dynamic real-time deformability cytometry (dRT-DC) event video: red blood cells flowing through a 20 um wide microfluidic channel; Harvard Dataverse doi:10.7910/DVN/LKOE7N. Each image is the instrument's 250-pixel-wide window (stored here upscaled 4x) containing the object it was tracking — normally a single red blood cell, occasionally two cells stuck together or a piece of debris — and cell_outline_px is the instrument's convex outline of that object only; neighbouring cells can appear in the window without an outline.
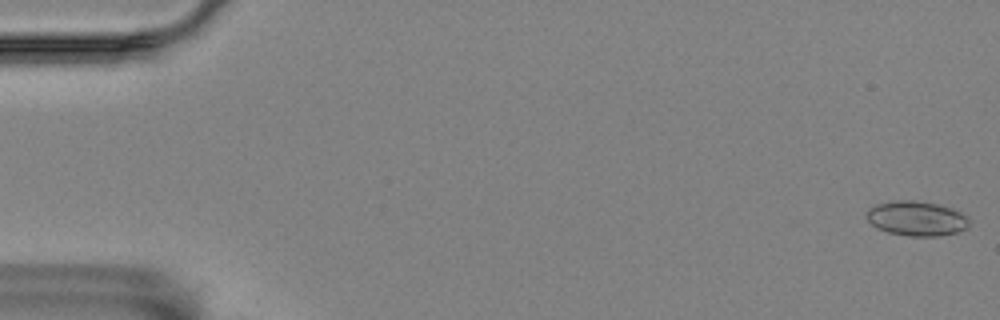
{"species": "Egyptian fruit bat (a non-hibernating species)", "species_latin": "Rousettus aegyptiacus", "temperature_condition": "room temperature", "stored_images_in_passage": 50, "camera_frame_rate_fps": 3000, "um_per_image_px": 0.085, "animal": {"sex": "female"}, "frame": {"image": 1, "passage_image": 1, "time_ms": 0.0, "image_size_px": [1000, 320], "cell_outline_px": [[968, 228], [956, 232], [940, 236], [908, 236], [888, 232], [876, 228], [864, 216], [868, 208], [876, 204], [896, 200], [912, 200], [936, 204], [960, 212], [968, 216]], "centroid_in_image_um": [77.86, 18.57], "position_along_channel_um": 7.1, "area_um2": 20.75}}
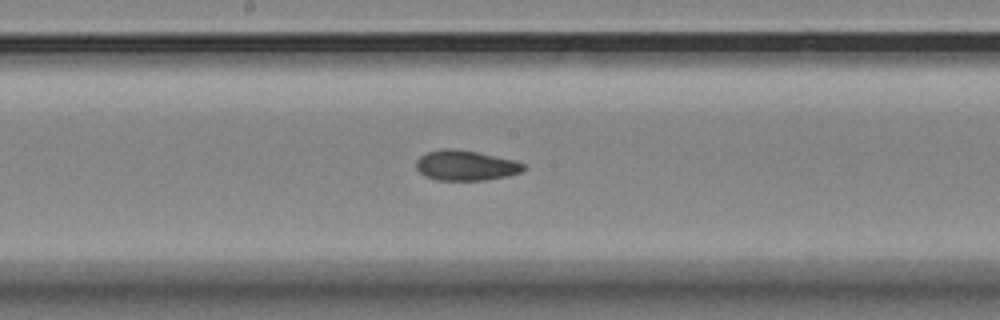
{"frame": {"image": 2, "passage_image": 30, "time_ms": 9.667, "image_size_px": [1000, 320], "cell_outline_px": [[528, 168], [520, 172], [508, 176], [484, 180], [436, 180], [424, 176], [416, 168], [416, 160], [420, 156], [428, 152], [444, 148], [452, 148], [476, 152], [516, 160], [524, 164]], "centroid_in_image_um": [39.59, 14.07], "position_along_channel_um": 208.6, "area_um2": 18.96}}
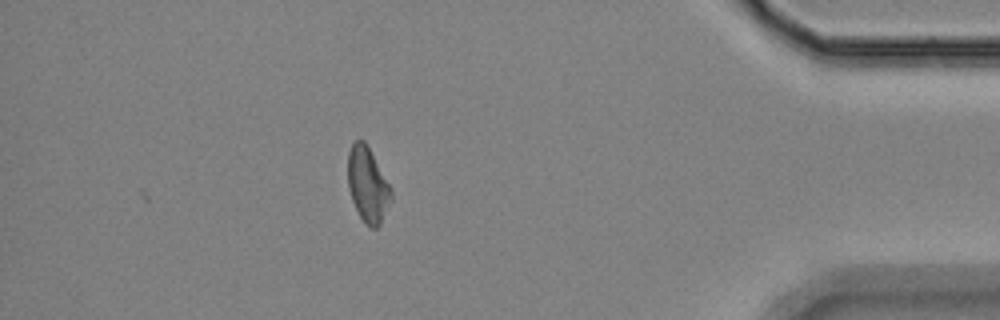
{"frame": {"image": 3, "passage_image": 50, "time_ms": 16.333, "image_size_px": [1000, 320], "cell_outline_px": [[392, 200], [380, 224], [376, 228], [372, 228], [360, 216], [352, 200], [348, 188], [348, 152], [352, 144], [356, 140], [364, 140], [392, 188]], "centroid_in_image_um": [31.26, 15.69], "position_along_channel_um": 403.9, "area_um2": 18.73}, "authors_computed_cell_mechanics": {"area_um2": 19.1607, "velocity_mm_per_s": 3.5603, "shape_relaxation_time_tau1_ms": null, "shape_relaxation_time_tau2_ms": 5.4983, "deformation_change_tau1": null, "deformation_change_tau2": 0.1076}}